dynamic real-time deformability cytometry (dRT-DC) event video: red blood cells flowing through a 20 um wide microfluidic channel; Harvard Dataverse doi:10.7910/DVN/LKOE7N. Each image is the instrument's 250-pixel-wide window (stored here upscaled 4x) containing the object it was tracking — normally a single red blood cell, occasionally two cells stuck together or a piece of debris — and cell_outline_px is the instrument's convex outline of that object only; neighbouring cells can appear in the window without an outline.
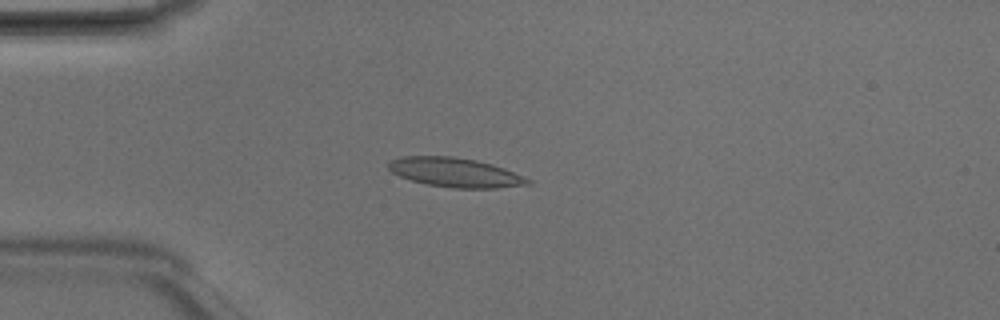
{"species": "Egyptian fruit bat (a non-hibernating species)", "species_latin": "Rousettus aegyptiacus", "temperature_condition": "room temperature", "stored_images_in_passage": 3, "camera_frame_rate_fps": 3000, "um_per_image_px": 0.085, "animal": {"sex": "male"}, "frame": {"image": 1, "passage_image": 3, "time_ms": 0.667, "image_size_px": [1000, 320], "cell_outline_px": [[532, 184], [496, 188], [452, 188], [428, 184], [412, 180], [400, 176], [392, 172], [388, 168], [388, 164], [392, 160], [404, 156], [452, 156], [476, 160], [492, 164], [504, 168], [532, 180]], "centroid_in_image_um": [38.72, 14.66], "position_along_channel_um": 46.3, "area_um2": 23.64}}